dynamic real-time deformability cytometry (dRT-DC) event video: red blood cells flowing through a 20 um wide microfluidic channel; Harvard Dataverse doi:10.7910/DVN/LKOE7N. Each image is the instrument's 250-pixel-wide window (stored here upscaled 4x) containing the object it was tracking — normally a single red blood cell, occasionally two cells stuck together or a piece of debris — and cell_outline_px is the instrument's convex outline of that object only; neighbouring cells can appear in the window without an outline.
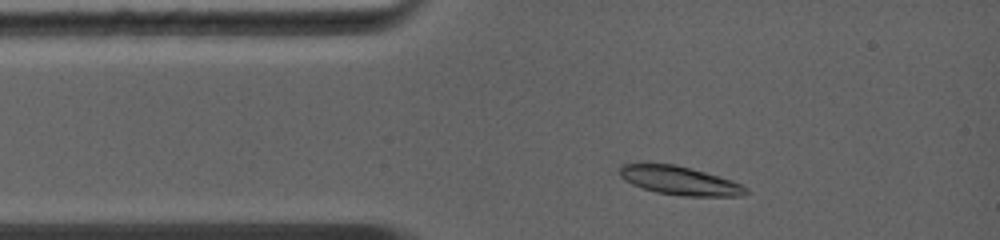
{"species": "common noctule bat (a hibernating species)", "species_latin": "Nyctalus noctula", "temperature_condition": "warm", "stored_images_in_passage": 3, "camera_frame_rate_fps": 5000, "um_per_image_px": 0.085, "animal": {"sex": "female", "body_mass_g": 19.0, "forearm_length_mm": 56.7}, "frame": {"image": 1, "passage_image": 2, "time_ms": 0.8, "image_size_px": [1000, 240], "cell_outline_px": [[748, 192], [740, 196], [680, 196], [656, 192], [632, 184], [624, 180], [620, 176], [620, 164], [640, 160], [676, 164], [692, 168], [732, 180], [748, 188]], "centroid_in_image_um": [57.67, 15.3], "position_along_channel_um": 27.3, "area_um2": 21.79}}